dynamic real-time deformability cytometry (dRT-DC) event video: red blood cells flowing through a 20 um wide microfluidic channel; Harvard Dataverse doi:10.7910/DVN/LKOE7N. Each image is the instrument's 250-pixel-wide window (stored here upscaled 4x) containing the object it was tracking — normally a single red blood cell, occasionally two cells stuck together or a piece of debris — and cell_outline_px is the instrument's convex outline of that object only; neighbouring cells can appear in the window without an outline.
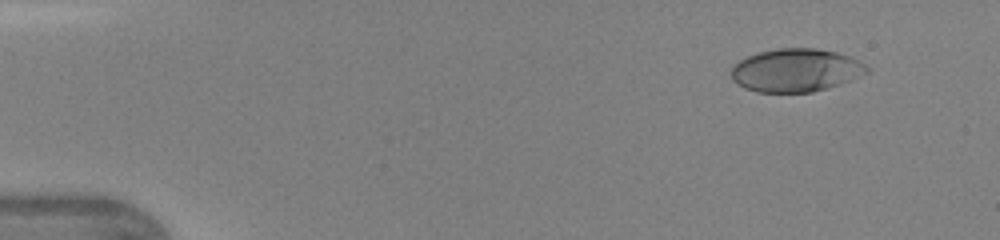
{"species": "human", "species_latin": "Homo sapiens", "temperature_condition": "warm", "stored_images_in_passage": 44, "camera_frame_rate_fps": 3000, "um_per_image_px": 0.085, "donor": {"sex": "female"}, "frame": {"image": 1, "passage_image": 4, "time_ms": 1.0, "image_size_px": [1000, 240], "cell_outline_px": [[868, 72], [840, 84], [828, 88], [812, 92], [756, 92], [744, 88], [736, 84], [732, 80], [732, 64], [748, 56], [760, 52], [780, 48], [816, 48], [836, 52], [852, 56], [864, 64], [868, 68]], "centroid_in_image_um": [67.63, 5.97], "position_along_channel_um": 17.4, "area_um2": 34.1}}
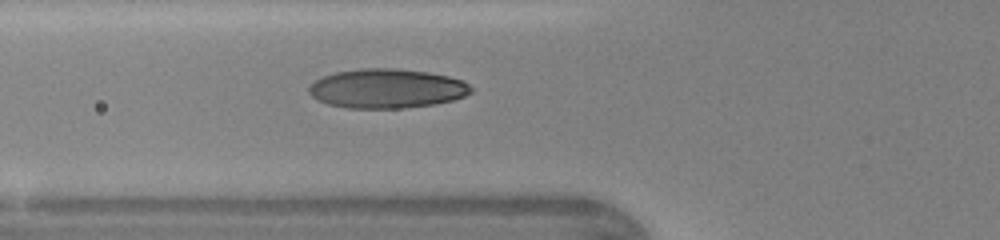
{"frame": {"image": 2, "passage_image": 17, "time_ms": 5.333, "image_size_px": [1000, 240], "cell_outline_px": [[472, 92], [464, 96], [452, 100], [432, 104], [404, 108], [348, 108], [328, 104], [312, 96], [308, 92], [308, 88], [316, 80], [324, 76], [336, 72], [360, 68], [392, 68], [428, 72], [448, 76], [464, 80], [472, 88]], "centroid_in_image_um": [32.89, 7.52], "position_along_channel_um": 92.9, "area_um2": 36.99}}
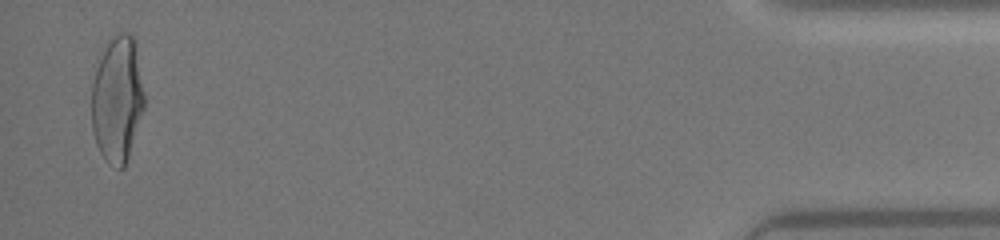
{"frame": {"image": 3, "passage_image": 43, "time_ms": 14.0, "image_size_px": [1000, 240], "cell_outline_px": [[144, 108], [124, 168], [120, 168], [108, 164], [104, 160], [96, 144], [92, 132], [92, 84], [96, 56], [108, 36], [120, 32], [128, 32], [132, 36], [144, 96]], "centroid_in_image_um": [9.9, 8.38], "position_along_channel_um": 425.3, "area_um2": 39.13}, "authors_computed_cell_mechanics": {"area_um2": 35.5759, "velocity_mm_per_s": 4.3614, "shape_relaxation_time_tau1_ms": 3.5045, "shape_relaxation_time_tau2_ms": 0.6032, "deformation_change_tau1": 0.1901, "deformation_change_tau2": 0.0617}}